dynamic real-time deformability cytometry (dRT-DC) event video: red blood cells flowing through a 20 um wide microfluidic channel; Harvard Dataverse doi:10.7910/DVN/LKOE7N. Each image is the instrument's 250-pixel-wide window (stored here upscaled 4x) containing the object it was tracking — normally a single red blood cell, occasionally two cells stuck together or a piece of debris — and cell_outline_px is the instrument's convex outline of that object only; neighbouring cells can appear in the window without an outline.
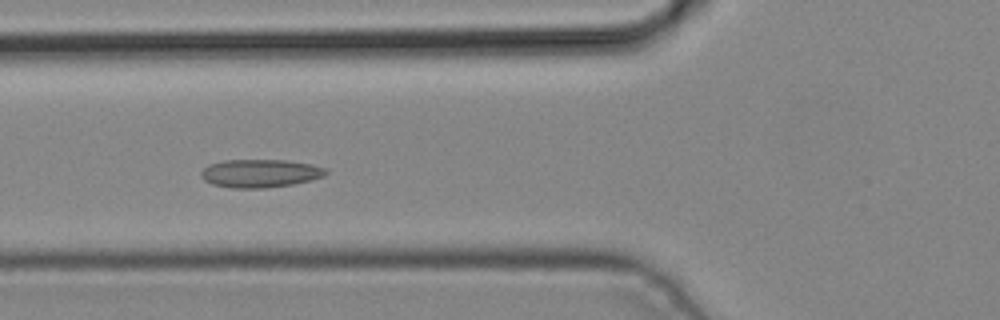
{"species": "common noctule bat (a hibernating species)", "species_latin": "Nyctalus noctula", "temperature_condition": "cold", "stored_images_in_passage": 6, "camera_frame_rate_fps": 3000, "um_per_image_px": 0.085, "animal": {"sex": "male", "body_mass_g": 19.2, "forearm_length_mm": 51.8}, "frame": {"image": 1, "passage_image": 6, "time_ms": 1.667, "image_size_px": [1000, 320], "cell_outline_px": [[328, 172], [324, 176], [312, 180], [292, 184], [264, 188], [232, 188], [212, 184], [204, 180], [200, 176], [200, 172], [208, 164], [224, 160], [284, 160], [312, 164], [328, 168]], "centroid_in_image_um": [22.12, 14.73], "position_along_channel_um": 103.7, "area_um2": 20.63}}